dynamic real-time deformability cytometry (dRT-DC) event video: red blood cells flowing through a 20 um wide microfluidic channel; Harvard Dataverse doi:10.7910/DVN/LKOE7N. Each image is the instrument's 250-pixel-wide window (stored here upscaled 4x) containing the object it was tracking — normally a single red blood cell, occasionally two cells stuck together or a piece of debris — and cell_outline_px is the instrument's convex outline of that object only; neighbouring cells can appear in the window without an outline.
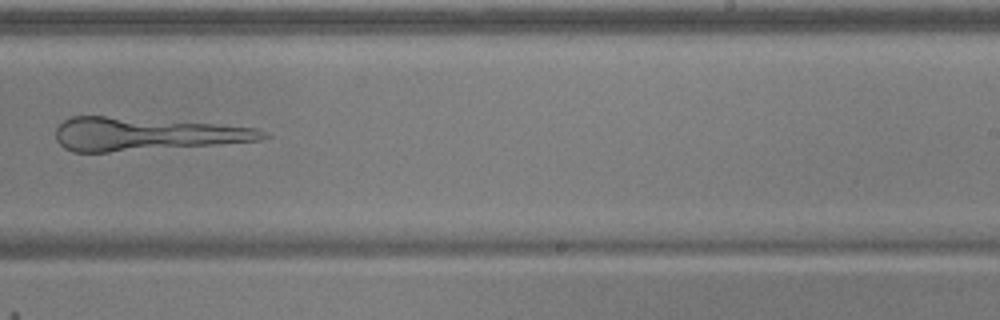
{"species": "common noctule bat (a hibernating species)", "species_latin": "Nyctalus noctula", "temperature_condition": "warm", "stored_images_in_passage": 9, "camera_frame_rate_fps": 3000, "um_per_image_px": 0.085, "animal": {"sex": "male", "body_mass_g": 17.9, "forearm_length_mm": 54.2}, "frame": {"image": 1, "passage_image": 9, "time_ms": 2.667, "image_size_px": [1000, 320], "cell_outline_px": [[272, 136], [260, 140], [220, 144], [108, 152], [72, 152], [64, 148], [56, 140], [56, 128], [64, 120], [72, 116], [104, 116], [212, 124], [256, 128], [268, 132]], "centroid_in_image_um": [12.38, 11.4], "position_along_channel_um": 276.6, "area_um2": 39.65}}